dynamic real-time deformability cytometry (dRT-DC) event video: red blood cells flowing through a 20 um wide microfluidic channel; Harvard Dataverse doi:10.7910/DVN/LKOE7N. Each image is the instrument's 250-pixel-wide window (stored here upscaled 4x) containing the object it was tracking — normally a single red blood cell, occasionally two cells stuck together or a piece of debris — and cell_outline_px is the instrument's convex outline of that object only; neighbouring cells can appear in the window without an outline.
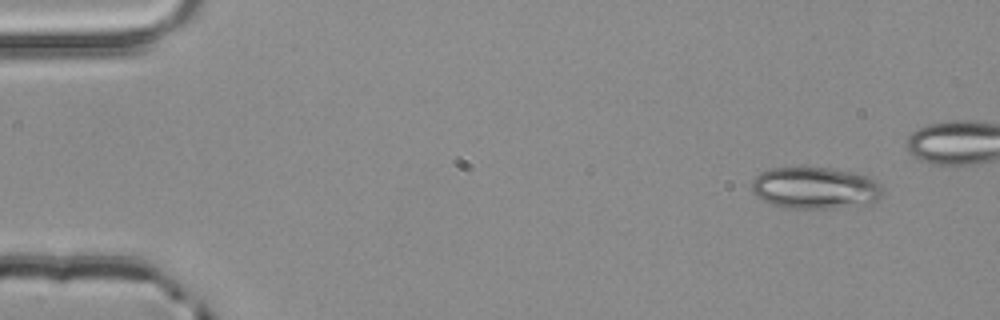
{"species": "common noctule bat (a hibernating species)", "species_latin": "Nyctalus noctula", "temperature_condition": "room temperature", "stored_images_in_passage": 5, "camera_frame_rate_fps": 3000, "um_per_image_px": 0.085, "animal": {"sex": "male", "body_mass_g": 20.4}, "frame": {"image": 1, "passage_image": 1, "time_ms": 0.0, "image_size_px": [1000, 320], "cell_outline_px": [[884, 188], [880, 196], [872, 204], [832, 208], [784, 208], [760, 200], [752, 192], [752, 180], [760, 172], [772, 168], [828, 168], [868, 176], [876, 180]], "centroid_in_image_um": [69.28, 15.99], "position_along_channel_um": 15.7, "area_um2": 31.96}}